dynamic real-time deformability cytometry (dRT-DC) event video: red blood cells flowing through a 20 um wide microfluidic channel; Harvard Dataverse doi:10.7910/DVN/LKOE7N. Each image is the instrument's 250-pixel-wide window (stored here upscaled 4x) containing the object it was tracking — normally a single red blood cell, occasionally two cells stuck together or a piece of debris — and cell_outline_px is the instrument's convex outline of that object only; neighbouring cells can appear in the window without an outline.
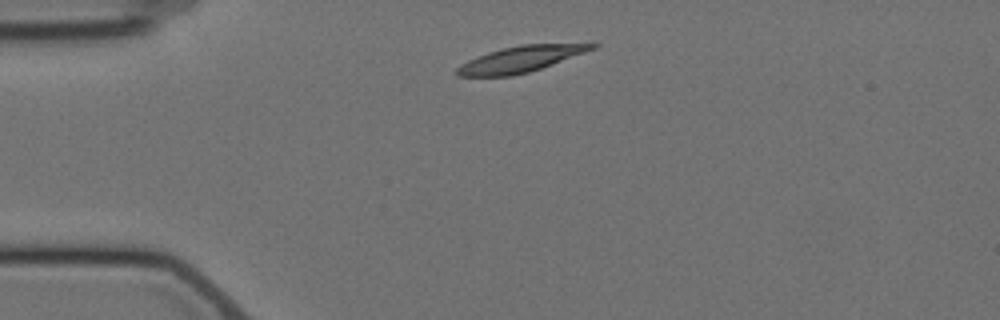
{"species": "Egyptian fruit bat (a non-hibernating species)", "species_latin": "Rousettus aegyptiacus", "temperature_condition": "cold", "stored_images_in_passage": 2, "camera_frame_rate_fps": 3000, "um_per_image_px": 0.085, "animal": {"sex": "female"}, "frame": {"image": 1, "passage_image": 1, "time_ms": 0.0, "image_size_px": [1000, 320], "cell_outline_px": [[600, 44], [596, 48], [552, 64], [528, 72], [512, 76], [456, 76], [452, 72], [460, 64], [468, 60], [488, 52], [500, 48], [520, 44], [588, 40], [596, 40]], "centroid_in_image_um": [44.41, 4.95], "position_along_channel_um": 40.6, "area_um2": 21.62}}